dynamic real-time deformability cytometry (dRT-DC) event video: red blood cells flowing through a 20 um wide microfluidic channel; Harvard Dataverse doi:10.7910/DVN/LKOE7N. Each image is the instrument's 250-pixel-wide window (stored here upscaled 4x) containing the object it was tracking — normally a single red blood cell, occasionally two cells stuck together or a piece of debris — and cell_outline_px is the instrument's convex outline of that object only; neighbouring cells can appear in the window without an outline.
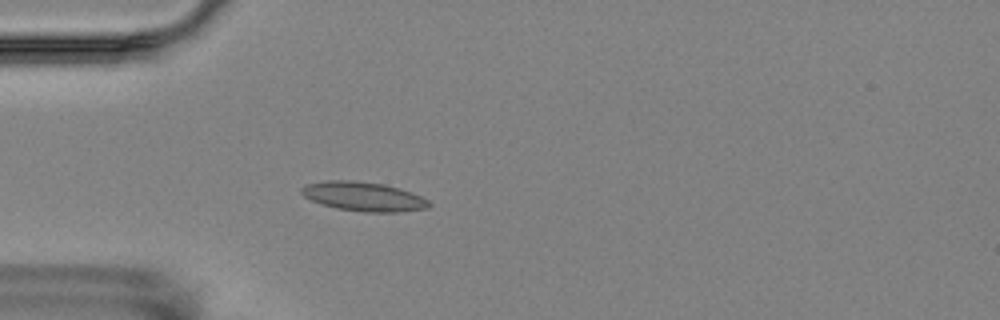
{"species": "Egyptian fruit bat (a non-hibernating species)", "species_latin": "Rousettus aegyptiacus", "temperature_condition": "room temperature", "stored_images_in_passage": 4, "camera_frame_rate_fps": 3000, "um_per_image_px": 0.085, "animal": {"sex": "female"}, "frame": {"image": 1, "passage_image": 4, "time_ms": 3.667, "image_size_px": [1000, 320], "cell_outline_px": [[432, 204], [428, 208], [396, 212], [364, 212], [336, 208], [320, 204], [304, 196], [300, 192], [300, 188], [304, 184], [328, 180], [356, 180], [384, 184], [400, 188], [412, 192], [428, 200]], "centroid_in_image_um": [30.88, 16.69], "position_along_channel_um": 54.1, "area_um2": 21.91}}